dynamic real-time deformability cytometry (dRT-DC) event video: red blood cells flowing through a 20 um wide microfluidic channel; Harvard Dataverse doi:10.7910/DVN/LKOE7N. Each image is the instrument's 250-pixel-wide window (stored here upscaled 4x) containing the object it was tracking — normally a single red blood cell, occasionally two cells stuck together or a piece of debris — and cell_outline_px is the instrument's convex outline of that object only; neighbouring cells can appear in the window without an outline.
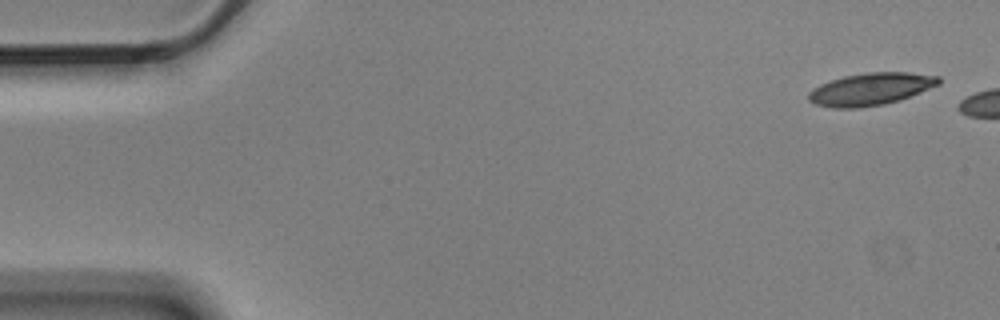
{"species": "Egyptian fruit bat (a non-hibernating species)", "species_latin": "Rousettus aegyptiacus", "temperature_condition": "cold", "stored_images_in_passage": 3, "camera_frame_rate_fps": 3000, "um_per_image_px": 0.085, "animal": {"sex": "male"}, "frame": {"image": 1, "passage_image": 1, "time_ms": 0.0, "image_size_px": [1000, 320], "cell_outline_px": [[940, 84], [900, 100], [884, 104], [860, 108], [832, 108], [816, 104], [808, 100], [808, 92], [820, 84], [844, 76], [868, 72], [908, 72], [940, 76]], "centroid_in_image_um": [74.01, 7.57], "position_along_channel_um": 11.0, "area_um2": 24.51}}